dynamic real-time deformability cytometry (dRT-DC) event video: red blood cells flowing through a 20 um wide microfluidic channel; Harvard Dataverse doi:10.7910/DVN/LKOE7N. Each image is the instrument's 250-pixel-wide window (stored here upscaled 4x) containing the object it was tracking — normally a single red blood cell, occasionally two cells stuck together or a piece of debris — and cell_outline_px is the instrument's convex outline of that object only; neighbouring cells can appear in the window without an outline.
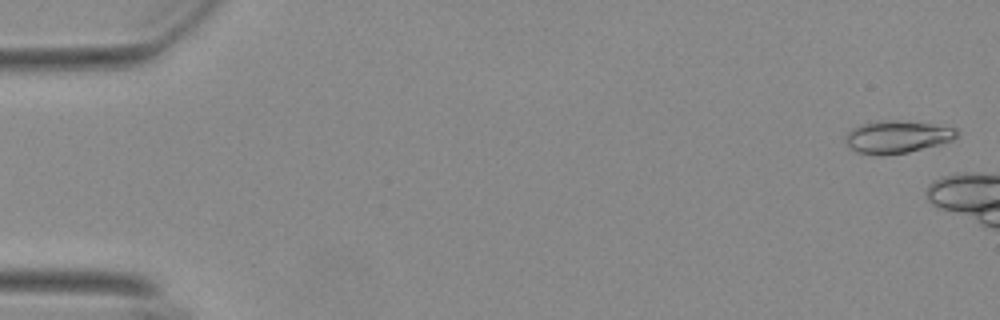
{"species": "Egyptian fruit bat (a non-hibernating species)", "species_latin": "Rousettus aegyptiacus", "temperature_condition": "warm", "stored_images_in_passage": 7, "camera_frame_rate_fps": 3000, "um_per_image_px": 0.085, "animal": {"sex": "female"}, "frame": {"image": 1, "passage_image": 2, "time_ms": 0.333, "image_size_px": [1000, 320], "cell_outline_px": [[956, 136], [952, 140], [940, 144], [908, 152], [880, 156], [856, 152], [844, 140], [848, 132], [852, 128], [860, 124], [880, 120], [900, 120], [932, 124], [956, 128]], "centroid_in_image_um": [76.22, 11.63], "position_along_channel_um": 8.8, "area_um2": 21.04}}